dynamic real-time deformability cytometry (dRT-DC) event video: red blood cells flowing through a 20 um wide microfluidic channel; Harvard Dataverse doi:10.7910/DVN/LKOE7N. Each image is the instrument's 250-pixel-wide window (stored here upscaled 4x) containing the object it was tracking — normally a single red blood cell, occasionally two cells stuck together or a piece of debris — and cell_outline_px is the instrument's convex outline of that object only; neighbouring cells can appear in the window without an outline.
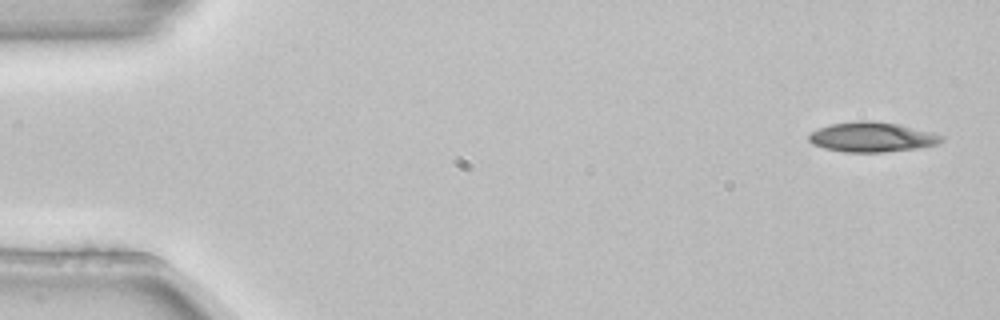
{"species": "common noctule bat (a hibernating species)", "species_latin": "Nyctalus noctula", "temperature_condition": "room temperature", "stored_images_in_passage": 4, "camera_frame_rate_fps": 3000, "um_per_image_px": 0.085, "animal": {"sex": "female", "body_mass_g": 22.7, "forearm_length_mm": 54.2}, "frame": {"image": 1, "passage_image": 1, "time_ms": 0.0, "image_size_px": [1000, 320], "cell_outline_px": [[944, 140], [936, 144], [920, 148], [884, 152], [844, 152], [824, 148], [812, 144], [808, 140], [808, 136], [812, 132], [820, 128], [832, 124], [856, 120], [872, 120], [900, 124], [932, 132], [944, 136]], "centroid_in_image_um": [74.14, 11.64], "position_along_channel_um": 10.9, "area_um2": 23.24}}